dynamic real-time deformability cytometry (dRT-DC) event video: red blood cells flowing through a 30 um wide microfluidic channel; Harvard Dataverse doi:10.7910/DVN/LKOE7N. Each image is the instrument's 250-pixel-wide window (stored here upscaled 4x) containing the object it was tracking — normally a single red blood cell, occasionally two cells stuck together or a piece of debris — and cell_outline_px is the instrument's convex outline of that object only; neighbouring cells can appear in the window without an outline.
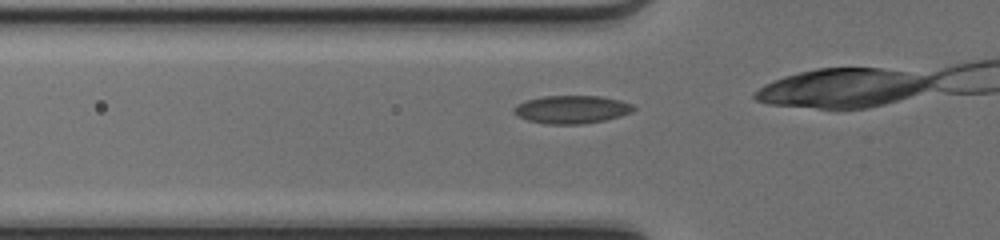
{"species": "common noctule bat (a hibernating species)", "species_latin": "Nyctalus noctula", "temperature_condition": "cold", "stored_images_in_passage": 25, "camera_frame_rate_fps": 3000, "um_per_image_px": 0.085, "animal": {"sex": "female", "body_mass_g": 17.0, "forearm_length_mm": 48.0}, "frame": {"image": 1, "passage_image": 4, "time_ms": 1.0, "image_size_px": [1000, 240], "cell_outline_px": [[636, 108], [632, 112], [620, 116], [604, 120], [580, 124], [544, 124], [528, 120], [516, 116], [512, 112], [512, 108], [516, 104], [524, 100], [544, 96], [600, 96], [620, 100], [632, 104]], "centroid_in_image_um": [48.54, 9.3], "position_along_channel_um": 77.3, "area_um2": 19.71}}